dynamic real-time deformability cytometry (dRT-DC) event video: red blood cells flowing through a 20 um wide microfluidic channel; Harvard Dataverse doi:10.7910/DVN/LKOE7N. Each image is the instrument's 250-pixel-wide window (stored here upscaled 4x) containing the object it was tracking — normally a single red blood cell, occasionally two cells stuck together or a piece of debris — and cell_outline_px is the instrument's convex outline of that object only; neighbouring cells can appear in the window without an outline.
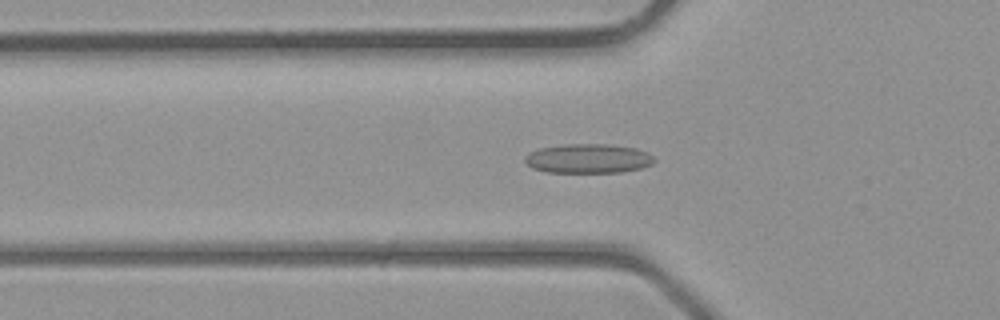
{"species": "common noctule bat (a hibernating species)", "species_latin": "Nyctalus noctula", "temperature_condition": "room temperature", "stored_images_in_passage": 30, "camera_frame_rate_fps": 3000, "um_per_image_px": 0.085, "animal": {"sex": "male", "body_mass_g": 23.1, "forearm_length_mm": 52.7}, "frame": {"image": 1, "passage_image": 7, "time_ms": 2.0, "image_size_px": [1000, 320], "cell_outline_px": [[656, 160], [652, 164], [640, 168], [620, 172], [548, 172], [532, 168], [524, 160], [524, 156], [528, 152], [540, 148], [564, 144], [608, 144], [636, 148], [648, 152]], "centroid_in_image_um": [49.99, 13.47], "position_along_channel_um": 75.8, "area_um2": 22.14}}
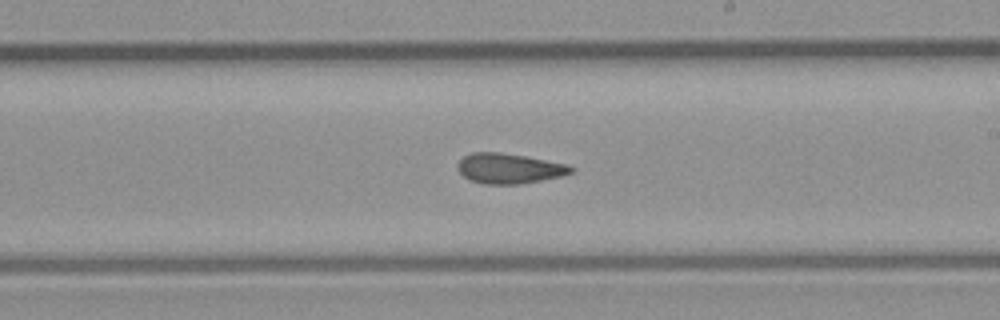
{"frame": {"image": 2, "passage_image": 17, "time_ms": 5.333, "image_size_px": [1000, 320], "cell_outline_px": [[576, 168], [572, 172], [564, 176], [516, 184], [484, 184], [472, 180], [464, 176], [456, 168], [456, 164], [464, 156], [472, 152], [500, 152], [524, 156], [568, 164]], "centroid_in_image_um": [43.29, 14.31], "position_along_channel_um": 245.7, "area_um2": 19.88}}
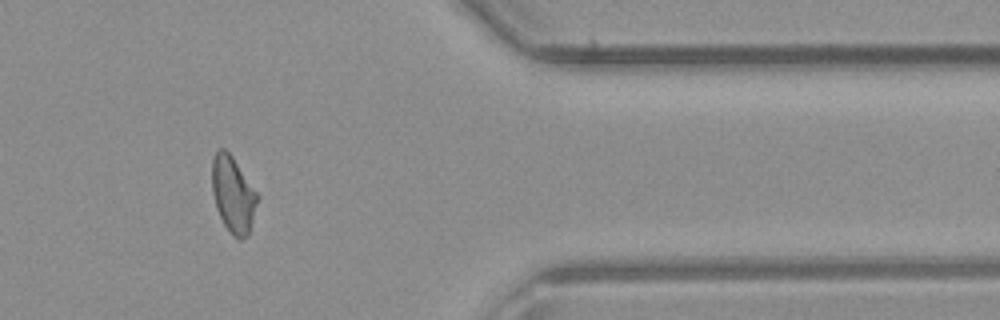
{"frame": {"image": 3, "passage_image": 27, "time_ms": 8.667, "image_size_px": [1000, 320], "cell_outline_px": [[260, 196], [248, 236], [240, 240], [232, 236], [224, 224], [216, 208], [212, 192], [212, 160], [216, 152], [220, 148], [224, 148], [232, 156]], "centroid_in_image_um": [19.82, 16.55], "position_along_channel_um": 391.6, "area_um2": 20.29}}